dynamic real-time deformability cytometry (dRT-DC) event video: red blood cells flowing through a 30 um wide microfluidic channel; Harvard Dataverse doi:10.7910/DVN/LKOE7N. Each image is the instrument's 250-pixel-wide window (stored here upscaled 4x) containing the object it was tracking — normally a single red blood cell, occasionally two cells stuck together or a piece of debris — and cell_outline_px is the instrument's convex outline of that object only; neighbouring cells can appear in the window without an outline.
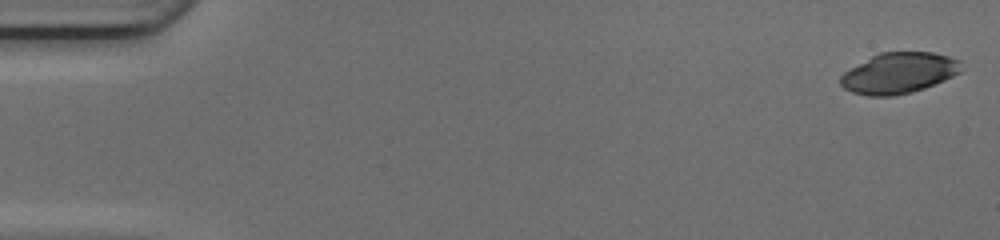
{"species": "common noctule bat (a hibernating species)", "species_latin": "Nyctalus noctula", "temperature_condition": "cold", "stored_images_in_passage": 49, "camera_frame_rate_fps": 3000, "um_per_image_px": 0.085, "animal": {"sex": "female", "body_mass_g": 17.0, "forearm_length_mm": 48.0}, "frame": {"image": 1, "passage_image": 1, "time_ms": 0.0, "image_size_px": [1000, 240], "cell_outline_px": [[960, 72], [944, 80], [924, 88], [912, 92], [892, 96], [868, 96], [852, 92], [844, 88], [840, 84], [840, 76], [844, 72], [872, 56], [880, 52], [932, 52], [948, 56], [960, 60]], "centroid_in_image_um": [76.39, 6.21], "position_along_channel_um": 8.6, "area_um2": 28.5}}
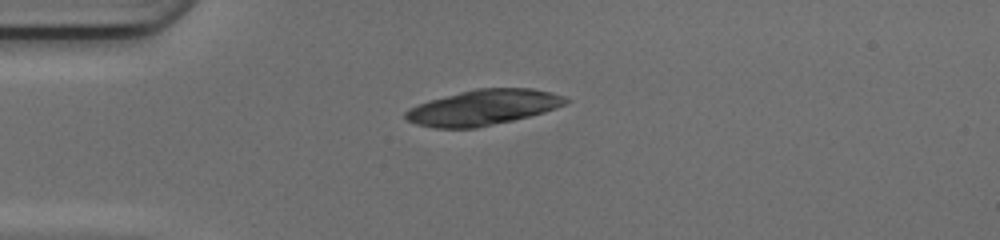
{"frame": {"image": 2, "passage_image": 13, "time_ms": 4.0, "image_size_px": [1000, 240], "cell_outline_px": [[572, 100], [556, 108], [544, 112], [512, 120], [476, 128], [432, 128], [416, 124], [408, 120], [404, 116], [404, 112], [408, 108], [432, 100], [460, 92], [476, 88], [532, 88], [552, 92], [568, 96]], "centroid_in_image_um": [41.11, 9.13], "position_along_channel_um": 43.9, "area_um2": 33.0}}